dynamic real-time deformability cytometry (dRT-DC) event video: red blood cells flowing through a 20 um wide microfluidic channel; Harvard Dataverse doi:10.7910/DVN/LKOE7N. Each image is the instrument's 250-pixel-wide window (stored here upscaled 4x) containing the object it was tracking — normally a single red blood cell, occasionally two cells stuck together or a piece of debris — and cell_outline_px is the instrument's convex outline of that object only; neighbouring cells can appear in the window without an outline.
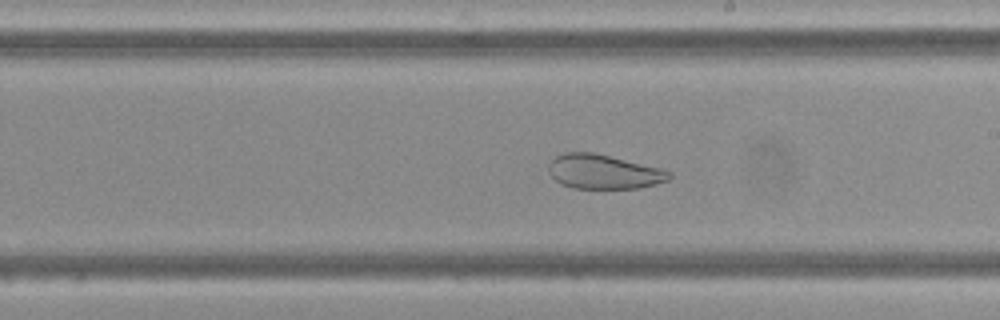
{"species": "Egyptian fruit bat (a non-hibernating species)", "species_latin": "Rousettus aegyptiacus", "temperature_condition": "cold", "stored_images_in_passage": 49, "camera_frame_rate_fps": 3000, "um_per_image_px": 0.085, "frame": {"image": 1, "passage_image": 28, "time_ms": 9.0, "image_size_px": [1000, 320], "cell_outline_px": [[672, 176], [668, 180], [656, 184], [640, 188], [572, 188], [560, 184], [548, 172], [548, 164], [556, 156], [564, 152], [592, 152], [660, 168], [672, 172]], "centroid_in_image_um": [51.29, 14.6], "position_along_channel_um": 237.7, "area_um2": 24.1}}